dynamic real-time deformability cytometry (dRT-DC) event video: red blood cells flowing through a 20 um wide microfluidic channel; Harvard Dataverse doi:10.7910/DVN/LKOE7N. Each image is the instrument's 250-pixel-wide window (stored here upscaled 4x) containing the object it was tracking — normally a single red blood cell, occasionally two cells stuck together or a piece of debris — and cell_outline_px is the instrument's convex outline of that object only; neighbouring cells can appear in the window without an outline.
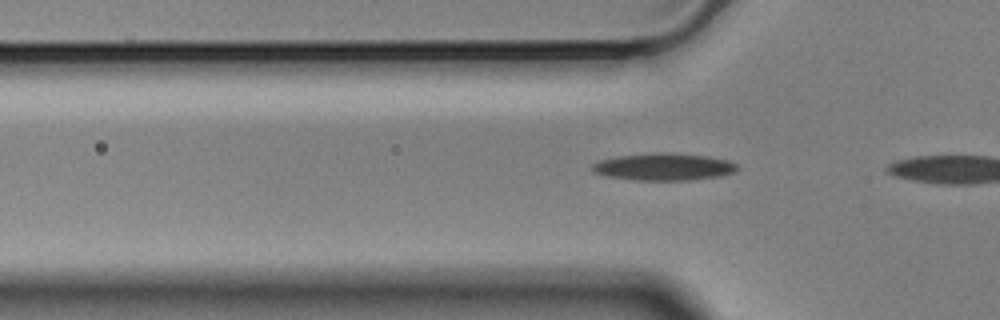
{"species": "Egyptian fruit bat (a non-hibernating species)", "species_latin": "Rousettus aegyptiacus", "temperature_condition": "cold", "stored_images_in_passage": 7, "camera_frame_rate_fps": 3000, "um_per_image_px": 0.085, "animal": {"sex": "male"}, "frame": {"image": 1, "passage_image": 6, "time_ms": 1.667, "image_size_px": [1000, 320], "cell_outline_px": [[736, 172], [720, 176], [688, 180], [636, 180], [608, 176], [592, 172], [592, 164], [600, 160], [616, 156], [652, 152], [664, 152], [708, 156], [728, 160], [736, 164]], "centroid_in_image_um": [56.4, 14.17], "position_along_channel_um": 69.4, "area_um2": 23.0}}